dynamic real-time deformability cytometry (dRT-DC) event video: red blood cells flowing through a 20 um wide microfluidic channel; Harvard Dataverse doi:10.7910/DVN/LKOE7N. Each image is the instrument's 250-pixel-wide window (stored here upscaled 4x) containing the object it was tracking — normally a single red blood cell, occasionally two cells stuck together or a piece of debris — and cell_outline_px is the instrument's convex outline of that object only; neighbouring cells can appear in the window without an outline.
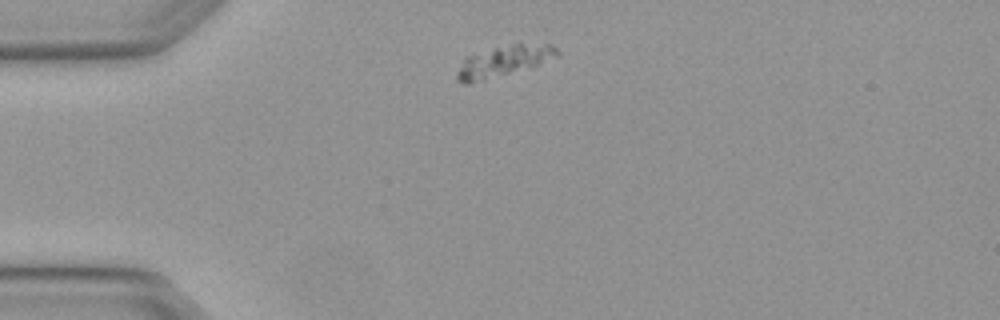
{"species": "Egyptian fruit bat (a non-hibernating species)", "species_latin": "Rousettus aegyptiacus", "temperature_condition": "warm", "stored_images_in_passage": 3, "camera_frame_rate_fps": 3000, "um_per_image_px": 0.085, "animal": {"sex": "female"}, "frame": {"image": 1, "passage_image": 1, "time_ms": 0.0, "image_size_px": [1000, 320], "cell_outline_px": [[560, 56], [532, 68], [468, 84], [464, 84], [456, 80], [456, 72], [464, 60], [468, 56], [520, 40], [552, 44], [560, 52]], "centroid_in_image_um": [42.94, 5.16], "position_along_channel_um": 42.1, "area_um2": 18.84}}